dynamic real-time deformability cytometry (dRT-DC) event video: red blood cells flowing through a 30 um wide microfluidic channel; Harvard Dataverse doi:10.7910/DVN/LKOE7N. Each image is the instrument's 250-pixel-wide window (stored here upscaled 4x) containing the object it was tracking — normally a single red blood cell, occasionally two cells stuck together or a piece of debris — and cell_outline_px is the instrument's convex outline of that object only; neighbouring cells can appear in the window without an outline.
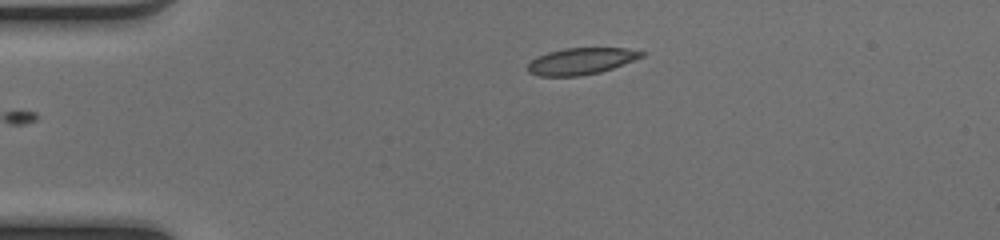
{"species": "common noctule bat (a hibernating species)", "species_latin": "Nyctalus noctula", "temperature_condition": "cold", "stored_images_in_passage": 33, "camera_frame_rate_fps": 3000, "um_per_image_px": 0.085, "animal": {"sex": "female", "body_mass_g": 17.0, "forearm_length_mm": 48.0}, "frame": {"image": 1, "passage_image": 1, "time_ms": 0.0, "image_size_px": [1000, 240], "cell_outline_px": [[644, 56], [612, 68], [600, 72], [580, 76], [540, 76], [528, 72], [528, 64], [536, 56], [548, 52], [564, 48], [624, 48], [644, 52]], "centroid_in_image_um": [49.36, 5.2], "position_along_channel_um": 35.6, "area_um2": 17.51}}
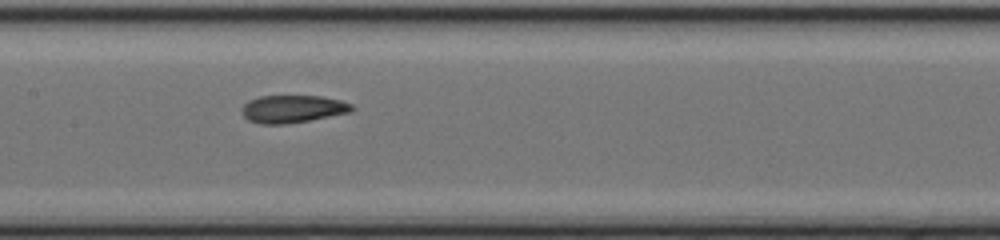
{"frame": {"image": 2, "passage_image": 15, "time_ms": 4.667, "image_size_px": [1000, 240], "cell_outline_px": [[356, 108], [352, 112], [308, 120], [284, 124], [260, 124], [248, 120], [244, 116], [240, 108], [248, 100], [260, 96], [320, 96], [340, 100], [352, 104]], "centroid_in_image_um": [24.87, 9.25], "position_along_channel_um": 182.5, "area_um2": 17.74}}
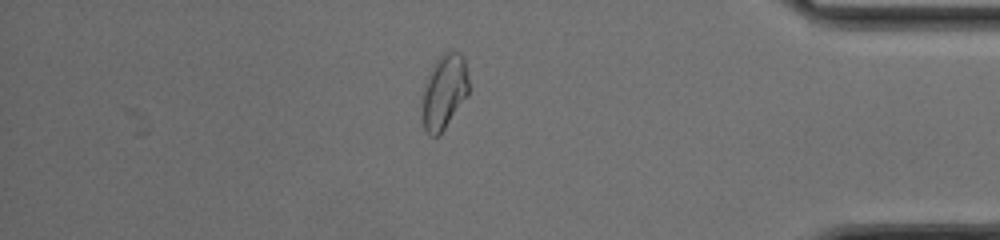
{"frame": {"image": 3, "passage_image": 33, "time_ms": 10.667, "image_size_px": [1000, 240], "cell_outline_px": [[468, 96], [440, 136], [428, 136], [420, 120], [420, 100], [424, 84], [436, 60], [448, 48], [464, 56], [468, 80]], "centroid_in_image_um": [37.71, 7.86], "position_along_channel_um": 397.5, "area_um2": 21.1}, "authors_computed_cell_mechanics": {"area_um2": 17.5134, "velocity_mm_per_s": 4.1148, "shape_relaxation_time_tau1_ms": 10.7981, "shape_relaxation_time_tau2_ms": 1.602, "deformation_change_tau1": 0.2615, "deformation_change_tau2": 0.0696}}